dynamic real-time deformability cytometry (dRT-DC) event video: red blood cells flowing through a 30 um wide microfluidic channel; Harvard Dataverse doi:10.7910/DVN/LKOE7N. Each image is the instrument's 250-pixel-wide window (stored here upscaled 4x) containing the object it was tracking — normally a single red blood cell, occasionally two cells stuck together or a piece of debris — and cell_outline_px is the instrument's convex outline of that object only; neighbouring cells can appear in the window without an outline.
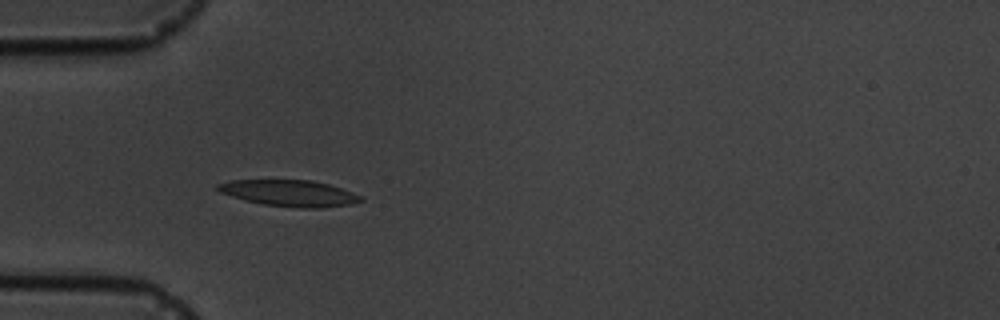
{"species": "common noctule bat (a hibernating species)", "species_latin": "Nyctalus noctula", "temperature_condition": "cold", "stored_images_in_passage": 4, "camera_frame_rate_fps": 3000, "um_per_image_px": 0.085, "animal": {"sex": "male", "body_mass_g": 19.5, "forearm_length_mm": 54.6}, "frame": {"image": 1, "passage_image": 3, "time_ms": 2.333, "image_size_px": [1000, 320], "cell_outline_px": [[364, 200], [352, 204], [320, 208], [300, 208], [264, 204], [232, 196], [220, 192], [216, 188], [216, 184], [232, 180], [312, 180], [328, 184], [364, 196]], "centroid_in_image_um": [24.65, 16.41], "position_along_channel_um": 60.4, "area_um2": 21.79}}
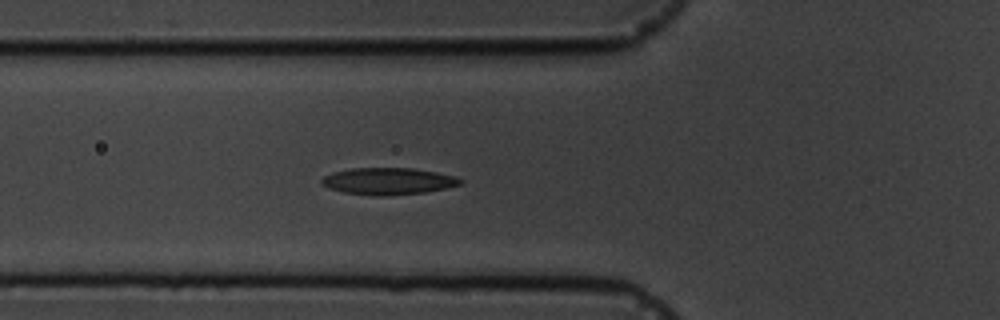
{"frame": {"image": 2, "passage_image": 4, "time_ms": 3.333, "image_size_px": [1000, 320], "cell_outline_px": [[464, 184], [424, 192], [380, 196], [372, 196], [344, 192], [328, 188], [320, 184], [320, 180], [324, 176], [332, 172], [352, 168], [412, 168], [436, 172], [456, 176], [464, 180]], "centroid_in_image_um": [32.98, 15.39], "position_along_channel_um": 92.8, "area_um2": 21.79}}